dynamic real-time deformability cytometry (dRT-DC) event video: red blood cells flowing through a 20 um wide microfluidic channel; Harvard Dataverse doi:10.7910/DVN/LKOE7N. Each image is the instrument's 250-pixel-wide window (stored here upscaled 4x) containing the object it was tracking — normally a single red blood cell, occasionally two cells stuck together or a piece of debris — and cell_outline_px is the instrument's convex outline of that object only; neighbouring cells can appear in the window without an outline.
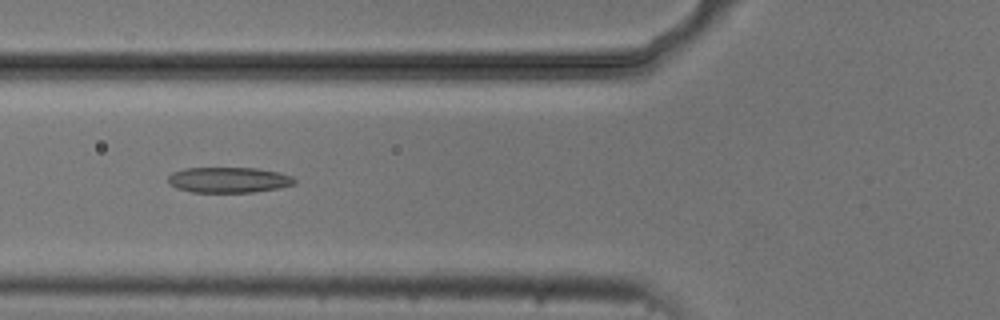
{"species": "common noctule bat (a hibernating species)", "species_latin": "Nyctalus noctula", "temperature_condition": "cold", "stored_images_in_passage": 8, "camera_frame_rate_fps": 3000, "um_per_image_px": 0.085, "animal": {"sex": "male", "body_mass_g": 20.5, "forearm_length_mm": 52.5}, "frame": {"image": 1, "passage_image": 6, "time_ms": 5.667, "image_size_px": [1000, 320], "cell_outline_px": [[296, 184], [280, 188], [252, 192], [192, 192], [176, 188], [168, 184], [168, 176], [172, 172], [184, 168], [256, 168], [280, 172], [292, 176], [296, 180]], "centroid_in_image_um": [19.44, 15.29], "position_along_channel_um": 106.4, "area_um2": 19.02}}
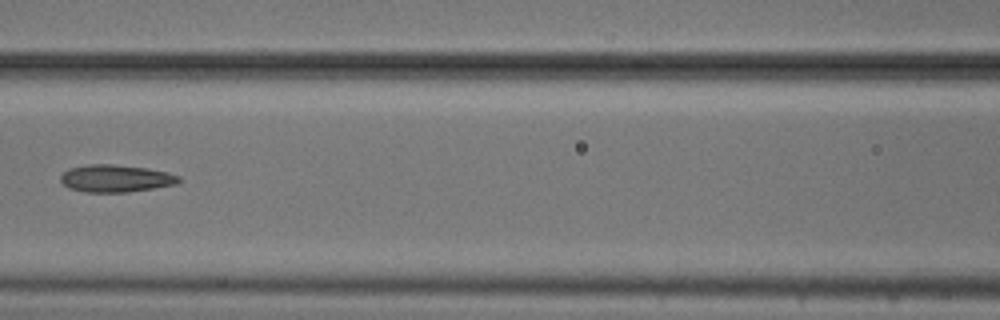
{"frame": {"image": 2, "passage_image": 7, "time_ms": 7.0, "image_size_px": [1000, 320], "cell_outline_px": [[180, 180], [176, 184], [128, 192], [84, 192], [68, 188], [60, 180], [60, 176], [68, 168], [88, 164], [112, 164], [148, 168], [168, 172], [180, 176]], "centroid_in_image_um": [9.82, 15.16], "position_along_channel_um": 156.8, "area_um2": 18.9}}
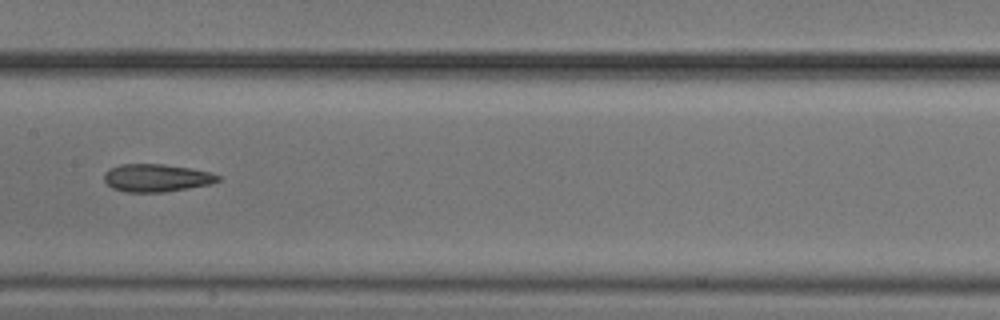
{"frame": {"image": 3, "passage_image": 8, "time_ms": 8.0, "image_size_px": [1000, 320], "cell_outline_px": [[220, 180], [208, 184], [188, 188], [164, 192], [128, 192], [112, 188], [104, 180], [104, 172], [120, 164], [164, 164], [192, 168], [212, 172], [220, 176]], "centroid_in_image_um": [13.31, 15.11], "position_along_channel_um": 194.1, "area_um2": 18.38}}